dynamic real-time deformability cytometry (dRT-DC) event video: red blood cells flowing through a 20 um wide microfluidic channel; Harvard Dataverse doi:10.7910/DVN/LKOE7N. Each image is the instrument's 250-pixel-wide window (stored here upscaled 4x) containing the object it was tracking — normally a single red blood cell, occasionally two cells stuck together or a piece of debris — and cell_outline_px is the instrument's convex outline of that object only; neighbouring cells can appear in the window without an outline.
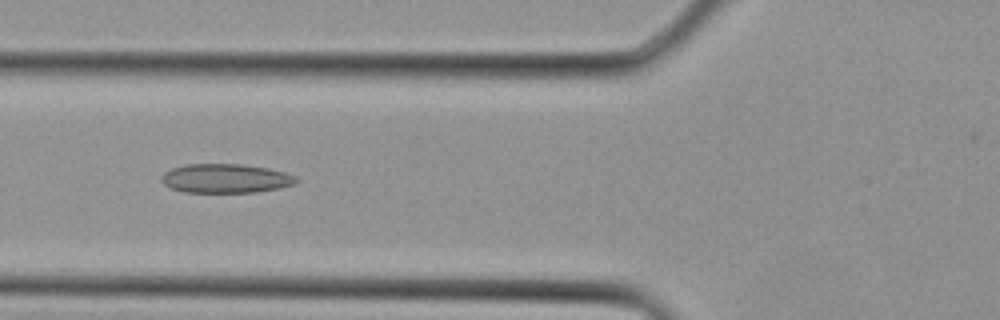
{"species": "Egyptian fruit bat (a non-hibernating species)", "species_latin": "Rousettus aegyptiacus", "temperature_condition": "cold", "stored_images_in_passage": 3, "camera_frame_rate_fps": 3000, "um_per_image_px": 0.085, "animal": {"sex": "female"}, "frame": {"image": 1, "passage_image": 3, "time_ms": 0.667, "image_size_px": [1000, 320], "cell_outline_px": [[300, 180], [296, 184], [280, 188], [252, 192], [184, 192], [172, 188], [164, 184], [160, 180], [160, 176], [164, 172], [172, 168], [188, 164], [240, 164], [268, 168], [284, 172], [296, 176]], "centroid_in_image_um": [19.19, 15.16], "position_along_channel_um": 106.6, "area_um2": 22.89}}